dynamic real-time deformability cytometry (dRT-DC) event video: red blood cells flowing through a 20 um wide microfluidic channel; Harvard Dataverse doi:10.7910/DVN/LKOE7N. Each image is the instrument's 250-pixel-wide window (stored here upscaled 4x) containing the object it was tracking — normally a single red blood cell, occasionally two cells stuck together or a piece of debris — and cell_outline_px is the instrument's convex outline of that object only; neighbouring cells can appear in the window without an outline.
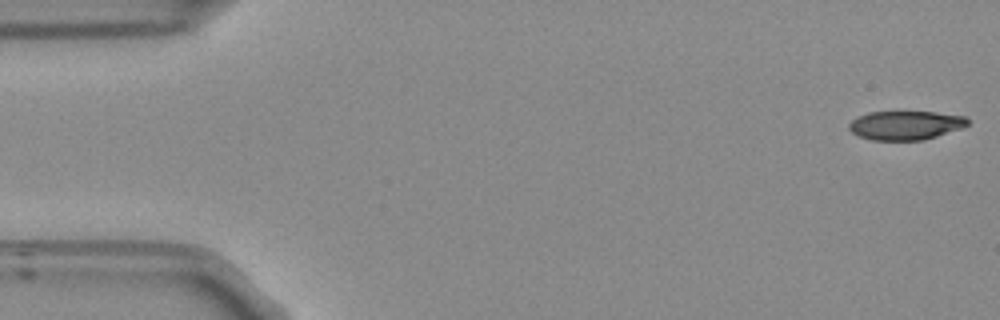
{"species": "Egyptian fruit bat (a non-hibernating species)", "species_latin": "Rousettus aegyptiacus", "temperature_condition": "room temperature", "stored_images_in_passage": 11, "camera_frame_rate_fps": 3000, "um_per_image_px": 0.085, "frame": {"image": 1, "passage_image": 1, "time_ms": 0.0, "image_size_px": [1000, 320], "cell_outline_px": [[968, 124], [964, 128], [924, 140], [872, 140], [860, 136], [852, 132], [848, 128], [848, 124], [856, 116], [868, 112], [936, 112], [964, 116], [968, 120]], "centroid_in_image_um": [76.97, 10.65], "position_along_channel_um": 8.0, "area_um2": 20.11}}